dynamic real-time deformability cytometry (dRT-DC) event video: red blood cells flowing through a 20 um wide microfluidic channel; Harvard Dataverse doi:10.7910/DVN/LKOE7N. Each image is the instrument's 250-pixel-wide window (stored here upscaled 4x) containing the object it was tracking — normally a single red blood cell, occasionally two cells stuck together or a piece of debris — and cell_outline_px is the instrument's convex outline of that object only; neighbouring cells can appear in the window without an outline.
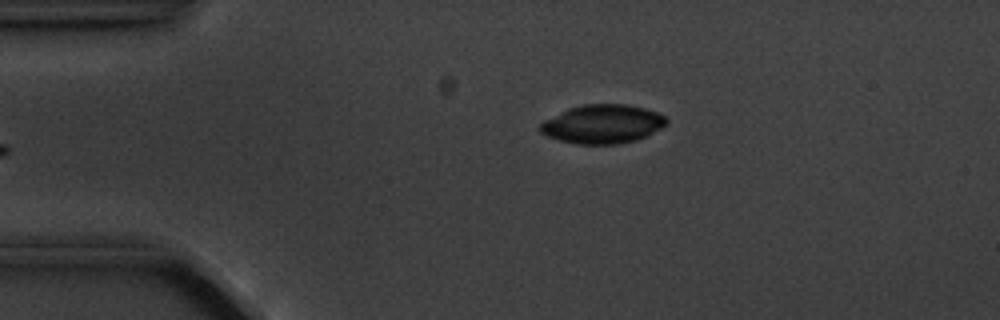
{"species": "common noctule bat (a hibernating species)", "species_latin": "Nyctalus noctula", "temperature_condition": "cold", "stored_images_in_passage": 5, "camera_frame_rate_fps": 3000, "um_per_image_px": 0.085, "animal": {"sex": "male", "body_mass_g": 20.1, "forearm_length_mm": 53.5}, "frame": {"image": 1, "passage_image": 5, "time_ms": 4.667, "image_size_px": [1000, 320], "cell_outline_px": [[668, 124], [636, 140], [616, 144], [576, 144], [560, 140], [548, 136], [540, 132], [536, 128], [544, 120], [568, 108], [584, 104], [624, 104], [644, 108], [656, 112], [664, 116], [668, 120]], "centroid_in_image_um": [51.18, 10.54], "position_along_channel_um": 33.8, "area_um2": 28.44}}